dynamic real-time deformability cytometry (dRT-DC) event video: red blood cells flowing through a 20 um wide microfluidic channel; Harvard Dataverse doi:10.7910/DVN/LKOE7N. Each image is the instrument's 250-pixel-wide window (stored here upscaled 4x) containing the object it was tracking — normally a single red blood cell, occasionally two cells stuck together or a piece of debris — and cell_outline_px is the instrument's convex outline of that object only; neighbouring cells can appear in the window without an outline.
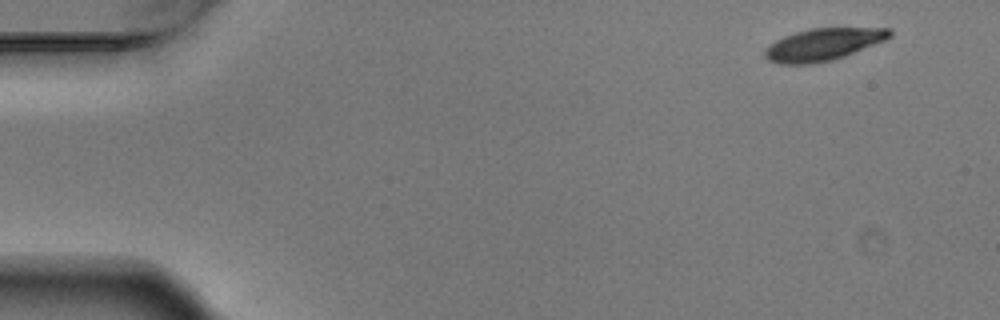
{"species": "Egyptian fruit bat (a non-hibernating species)", "species_latin": "Rousettus aegyptiacus", "temperature_condition": "warm", "stored_images_in_passage": 6, "camera_frame_rate_fps": 3000, "um_per_image_px": 0.085, "animal": {"sex": "male"}, "frame": {"image": 1, "passage_image": 1, "time_ms": 0.0, "image_size_px": [1000, 320], "cell_outline_px": [[892, 36], [884, 40], [844, 56], [832, 60], [812, 64], [780, 64], [768, 60], [764, 56], [764, 52], [776, 40], [784, 36], [808, 28], [892, 28]], "centroid_in_image_um": [69.97, 3.77], "position_along_channel_um": 15.0, "area_um2": 23.18}}
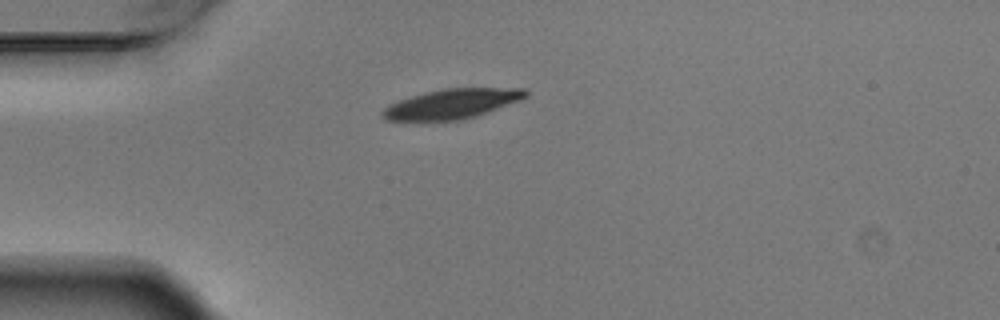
{"frame": {"image": 2, "passage_image": 4, "time_ms": 1.0, "image_size_px": [1000, 320], "cell_outline_px": [[528, 96], [520, 100], [476, 116], [460, 120], [384, 120], [380, 112], [388, 104], [412, 96], [440, 88], [524, 88], [528, 92]], "centroid_in_image_um": [38.41, 8.82], "position_along_channel_um": 46.6, "area_um2": 24.68}}
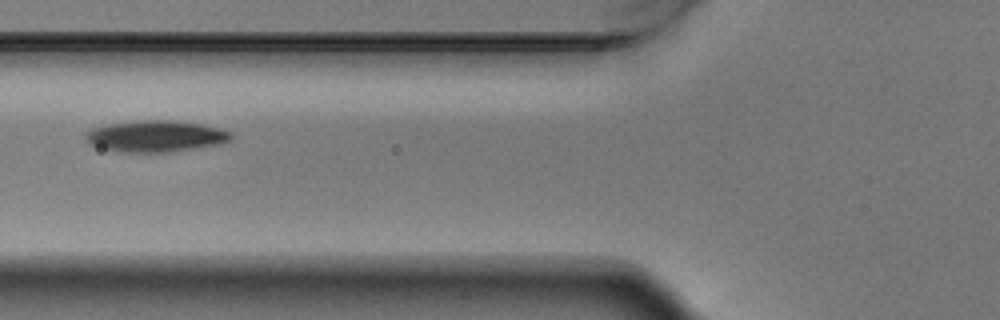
{"frame": {"image": 3, "passage_image": 6, "time_ms": 1.667, "image_size_px": [1000, 320], "cell_outline_px": [[232, 140], [220, 144], [168, 152], [120, 152], [104, 148], [92, 144], [84, 140], [84, 132], [92, 128], [108, 124], [144, 120], [172, 120], [200, 124], [232, 132]], "centroid_in_image_um": [13.21, 11.57], "position_along_channel_um": 112.6, "area_um2": 26.47}}